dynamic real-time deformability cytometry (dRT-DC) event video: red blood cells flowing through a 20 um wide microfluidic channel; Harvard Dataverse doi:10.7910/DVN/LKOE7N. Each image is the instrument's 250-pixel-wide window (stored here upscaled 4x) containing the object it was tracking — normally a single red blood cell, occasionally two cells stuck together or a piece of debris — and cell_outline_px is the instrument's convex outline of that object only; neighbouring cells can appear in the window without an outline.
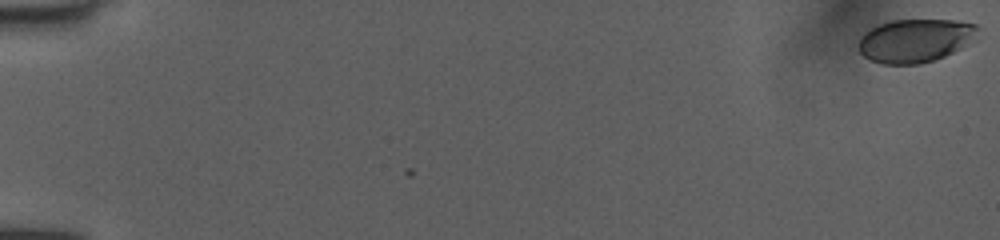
{"species": "human", "species_latin": "Homo sapiens", "temperature_condition": "room temperature", "stored_images_in_passage": 53, "camera_frame_rate_fps": 3000, "um_per_image_px": 0.085, "donor": {"sex": "female"}, "frame": {"image": 1, "passage_image": 1, "time_ms": 0.0, "image_size_px": [1000, 240], "cell_outline_px": [[980, 40], [944, 56], [920, 64], [880, 64], [864, 56], [860, 52], [860, 36], [864, 32], [880, 24], [892, 20], [956, 20], [976, 24], [980, 28]], "centroid_in_image_um": [77.9, 3.44], "position_along_channel_um": 7.1, "area_um2": 30.58}}
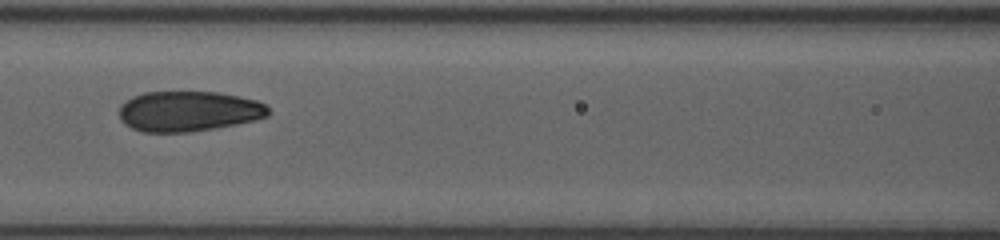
{"frame": {"image": 2, "passage_image": 26, "time_ms": 8.333, "image_size_px": [1000, 240], "cell_outline_px": [[268, 116], [256, 120], [216, 128], [188, 132], [144, 132], [132, 128], [124, 124], [120, 120], [120, 104], [132, 96], [144, 92], [220, 92], [240, 96], [256, 100], [268, 104]], "centroid_in_image_um": [16.03, 9.45], "position_along_channel_um": 150.6, "area_um2": 35.32}}
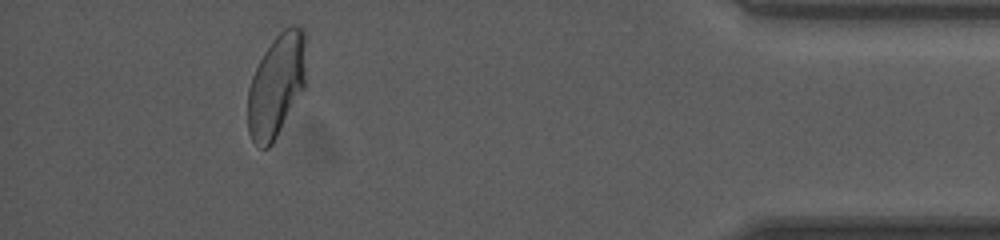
{"frame": {"image": 3, "passage_image": 49, "time_ms": 16.0, "image_size_px": [1000, 240], "cell_outline_px": [[304, 88], [272, 144], [268, 148], [260, 148], [252, 140], [248, 132], [248, 88], [252, 76], [264, 52], [272, 40], [284, 28], [296, 24], [304, 28]], "centroid_in_image_um": [23.47, 7.27], "position_along_channel_um": 411.7, "area_um2": 34.56}, "authors_computed_cell_mechanics": {"area_um2": 35.0846, "velocity_mm_per_s": 4.0324, "shape_relaxation_time_tau1_ms": 9.8745, "shape_relaxation_time_tau2_ms": 0.8161, "deformation_change_tau1": 0.2355, "deformation_change_tau2": 0.059}}